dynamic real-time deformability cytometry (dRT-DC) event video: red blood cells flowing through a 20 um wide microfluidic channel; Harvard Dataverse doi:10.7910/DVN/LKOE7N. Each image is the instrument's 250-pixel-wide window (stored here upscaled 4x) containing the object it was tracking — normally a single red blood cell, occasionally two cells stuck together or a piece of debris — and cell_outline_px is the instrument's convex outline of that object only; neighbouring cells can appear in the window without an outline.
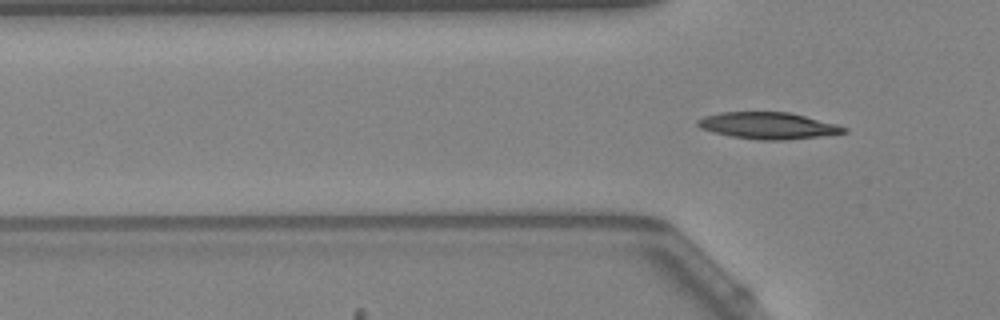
{"species": "Egyptian fruit bat (a non-hibernating species)", "species_latin": "Rousettus aegyptiacus", "temperature_condition": "warm", "stored_images_in_passage": 4, "camera_frame_rate_fps": 3000, "um_per_image_px": 0.085, "animal": {"sex": "female"}, "frame": {"image": 1, "passage_image": 4, "time_ms": 1.0, "image_size_px": [1000, 320], "cell_outline_px": [[848, 132], [824, 136], [788, 140], [760, 140], [732, 136], [712, 132], [700, 128], [696, 124], [696, 120], [704, 116], [720, 112], [788, 112], [836, 124], [848, 128]], "centroid_in_image_um": [65.28, 10.68], "position_along_channel_um": 60.5, "area_um2": 22.77}}